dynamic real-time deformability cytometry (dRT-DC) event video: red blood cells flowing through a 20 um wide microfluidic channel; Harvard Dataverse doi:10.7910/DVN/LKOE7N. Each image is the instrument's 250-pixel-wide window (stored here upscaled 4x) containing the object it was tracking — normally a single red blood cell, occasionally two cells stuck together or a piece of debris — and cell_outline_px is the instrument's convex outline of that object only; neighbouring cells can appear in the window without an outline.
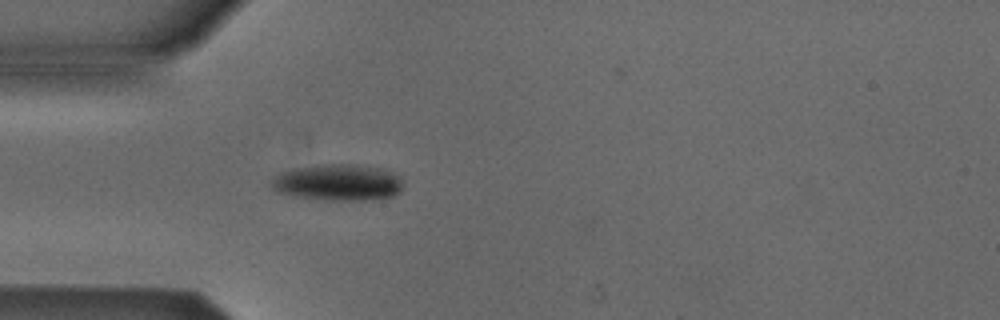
{"species": "Egyptian fruit bat (a non-hibernating species)", "species_latin": "Rousettus aegyptiacus", "temperature_condition": "cold", "stored_images_in_passage": 3, "camera_frame_rate_fps": 3000, "um_per_image_px": 0.085, "animal": {"sex": "male"}, "frame": {"image": 1, "passage_image": 3, "time_ms": 3.333, "image_size_px": [1000, 320], "cell_outline_px": [[404, 188], [400, 192], [392, 196], [380, 200], [324, 200], [292, 196], [276, 192], [272, 188], [272, 176], [280, 172], [296, 168], [324, 164], [352, 164], [384, 168], [396, 176], [404, 184]], "centroid_in_image_um": [28.73, 15.52], "position_along_channel_um": 56.3, "area_um2": 28.32}}